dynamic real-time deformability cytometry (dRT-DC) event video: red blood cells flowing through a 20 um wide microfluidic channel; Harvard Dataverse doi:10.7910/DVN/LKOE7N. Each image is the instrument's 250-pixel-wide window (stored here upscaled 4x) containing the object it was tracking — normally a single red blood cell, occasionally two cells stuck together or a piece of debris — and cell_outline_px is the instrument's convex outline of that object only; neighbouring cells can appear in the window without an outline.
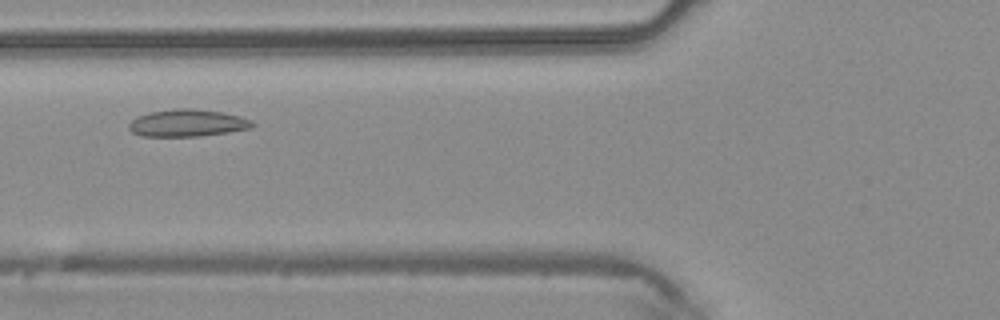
{"species": "common noctule bat (a hibernating species)", "species_latin": "Nyctalus noctula", "temperature_condition": "warm", "stored_images_in_passage": 38, "camera_frame_rate_fps": 3000, "um_per_image_px": 0.085, "animal": {"sex": "male", "body_mass_g": 20.4}, "frame": {"image": 1, "passage_image": 10, "time_ms": 3.0, "image_size_px": [1000, 320], "cell_outline_px": [[256, 124], [252, 128], [228, 132], [200, 136], [140, 136], [132, 132], [128, 128], [128, 124], [132, 120], [148, 112], [172, 108], [192, 108], [224, 112], [240, 116], [252, 120]], "centroid_in_image_um": [15.95, 10.45], "position_along_channel_um": 109.9, "area_um2": 19.77}}
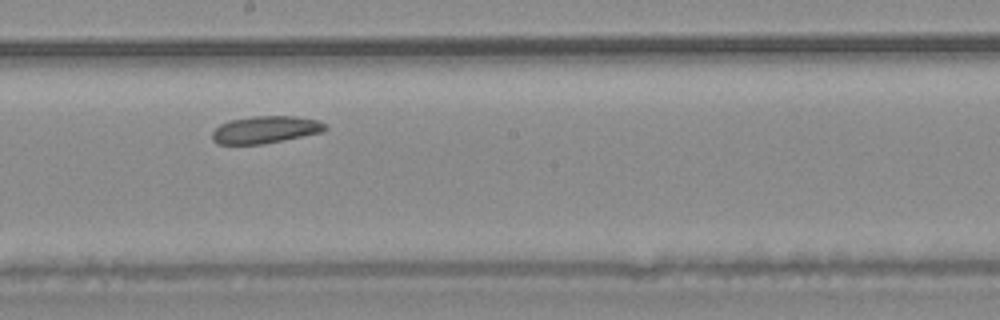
{"frame": {"image": 2, "passage_image": 18, "time_ms": 5.667, "image_size_px": [1000, 320], "cell_outline_px": [[328, 128], [320, 132], [264, 144], [216, 144], [212, 140], [212, 132], [220, 124], [228, 120], [252, 116], [296, 116], [320, 120]], "centroid_in_image_um": [22.52, 11.01], "position_along_channel_um": 225.7, "area_um2": 17.98}}
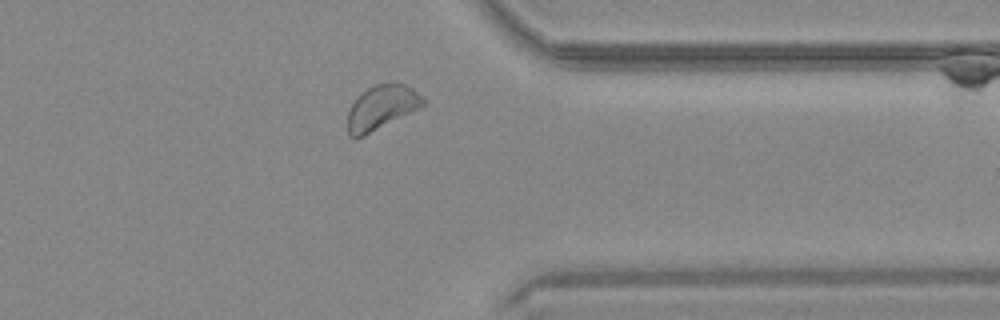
{"frame": {"image": 3, "passage_image": 29, "time_ms": 9.333, "image_size_px": [1000, 320], "cell_outline_px": [[424, 104], [364, 136], [348, 136], [348, 112], [356, 96], [360, 92], [372, 84], [404, 84], [412, 88], [424, 96]], "centroid_in_image_um": [32.39, 9.1], "position_along_channel_um": 379.0, "area_um2": 19.02}}